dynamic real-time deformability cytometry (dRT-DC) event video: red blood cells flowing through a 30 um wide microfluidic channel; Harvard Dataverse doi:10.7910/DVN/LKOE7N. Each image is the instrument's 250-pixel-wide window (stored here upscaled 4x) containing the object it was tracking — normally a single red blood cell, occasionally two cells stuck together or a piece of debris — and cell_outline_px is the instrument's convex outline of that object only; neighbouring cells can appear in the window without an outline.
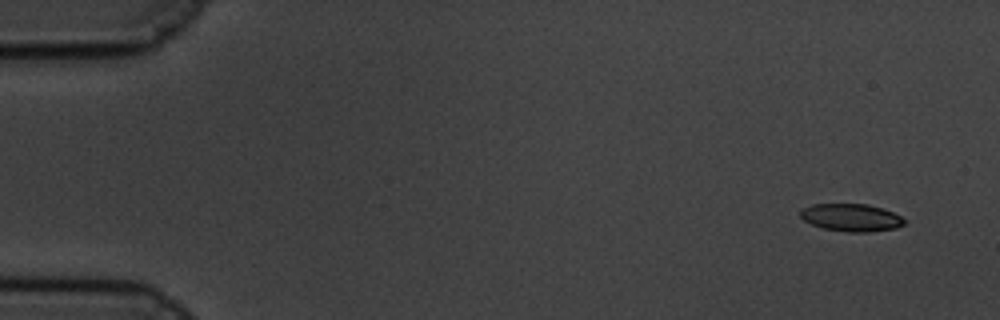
{"species": "common noctule bat (a hibernating species)", "species_latin": "Nyctalus noctula", "temperature_condition": "cold", "stored_images_in_passage": 59, "camera_frame_rate_fps": 3000, "um_per_image_px": 0.085, "animal": {"sex": "male", "body_mass_g": 19.5, "forearm_length_mm": 54.6}, "frame": {"image": 1, "passage_image": 2, "time_ms": 0.333, "image_size_px": [1000, 320], "cell_outline_px": [[908, 220], [904, 224], [896, 228], [868, 232], [848, 232], [824, 228], [812, 224], [804, 220], [800, 216], [800, 208], [812, 204], [868, 204], [892, 212]], "centroid_in_image_um": [72.35, 18.49], "position_along_channel_um": 12.6, "area_um2": 16.7}}
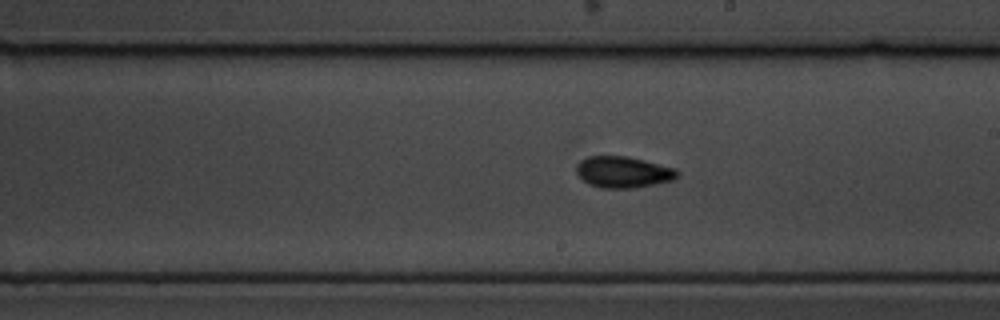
{"frame": {"image": 2, "passage_image": 33, "time_ms": 10.667, "image_size_px": [1000, 320], "cell_outline_px": [[680, 176], [672, 180], [656, 184], [636, 188], [600, 188], [588, 184], [576, 172], [576, 164], [580, 160], [588, 156], [628, 156], [676, 168], [680, 172]], "centroid_in_image_um": [52.99, 14.63], "position_along_channel_um": 236.0, "area_um2": 18.67}}
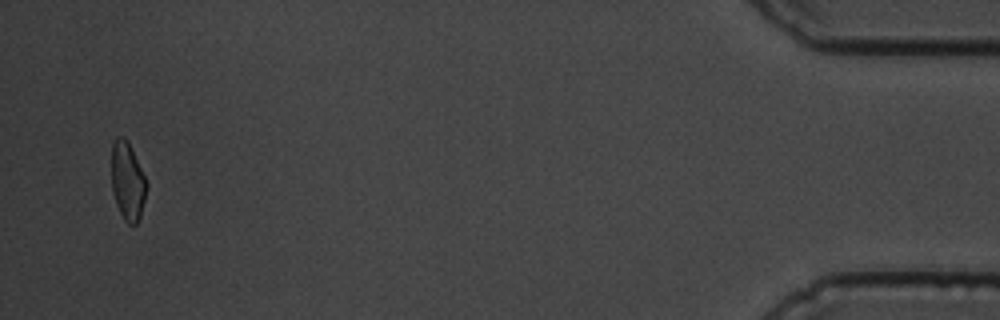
{"frame": {"image": 3, "passage_image": 57, "time_ms": 18.667, "image_size_px": [1000, 320], "cell_outline_px": [[148, 184], [140, 216], [136, 224], [128, 224], [124, 220], [116, 204], [112, 192], [112, 144], [116, 136], [124, 136], [128, 140]], "centroid_in_image_um": [10.84, 15.37], "position_along_channel_um": 424.4, "area_um2": 15.95}, "authors_computed_cell_mechanics": {"area_um2": 17.2244, "velocity_mm_per_s": 3.3512, "shape_relaxation_time_tau1_ms": 3.1058, "shape_relaxation_time_tau2_ms": 4.6245, "deformation_change_tau1": 0.117, "deformation_change_tau2": 0.1052}}